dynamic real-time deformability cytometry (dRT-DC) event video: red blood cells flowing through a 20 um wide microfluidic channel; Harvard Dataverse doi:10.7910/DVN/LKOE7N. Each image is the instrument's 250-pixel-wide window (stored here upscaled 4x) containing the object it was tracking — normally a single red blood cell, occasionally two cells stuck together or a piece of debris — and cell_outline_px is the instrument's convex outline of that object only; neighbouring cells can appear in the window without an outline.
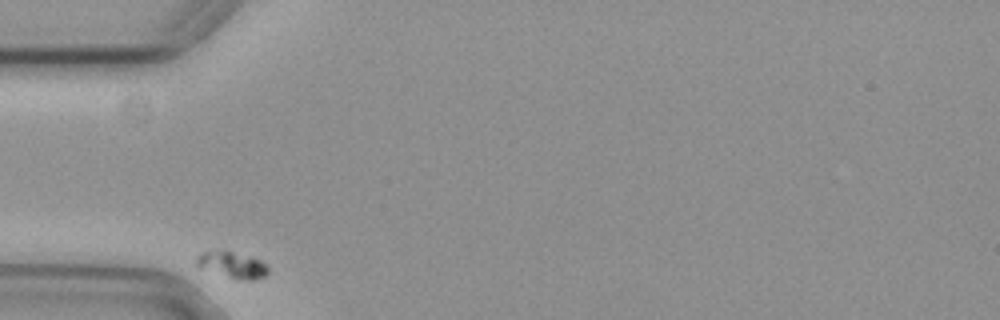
{"species": "common noctule bat (a hibernating species)", "species_latin": "Nyctalus noctula", "temperature_condition": "cold", "stored_images_in_passage": 34, "camera_frame_rate_fps": 3000, "um_per_image_px": 0.085, "animal": {"sex": "female", "body_mass_g": 29.2, "forearm_length_mm": 56.3}, "frame": {"image": 1, "passage_image": 1, "time_ms": 0.0, "image_size_px": [1000, 320], "cell_outline_px": [[268, 272], [264, 276], [256, 280], [236, 280], [200, 268], [196, 264], [196, 260], [200, 252], [232, 252], [252, 256], [268, 264]], "centroid_in_image_um": [19.79, 22.55], "position_along_channel_um": 65.2, "area_um2": 10.98}}
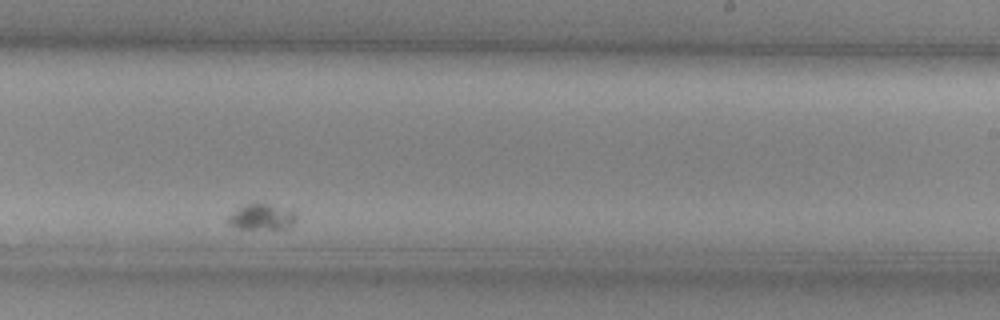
{"frame": {"image": 2, "passage_image": 23, "time_ms": 7.333, "image_size_px": [1000, 320], "cell_outline_px": [[296, 220], [292, 224], [284, 228], [236, 228], [228, 220], [228, 216], [236, 208], [256, 200], [296, 208]], "centroid_in_image_um": [22.32, 18.34], "position_along_channel_um": 266.7, "area_um2": 10.81}}
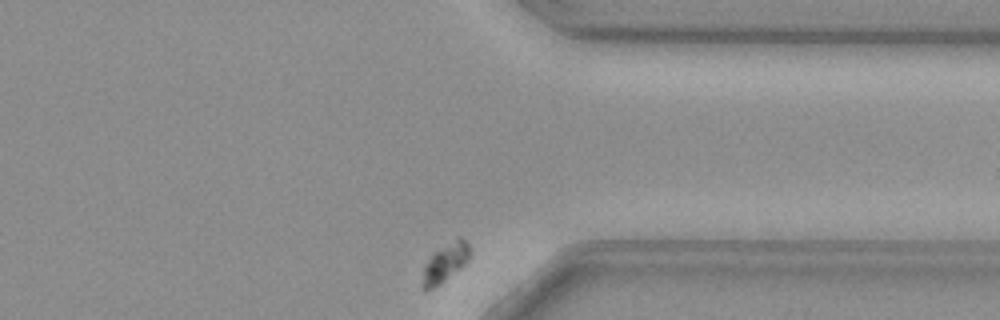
{"frame": {"image": 3, "passage_image": 34, "time_ms": 11.0, "image_size_px": [1000, 320], "cell_outline_px": [[468, 260], [464, 264], [440, 284], [432, 288], [420, 288], [420, 284], [424, 264], [436, 252], [460, 236], [468, 244]], "centroid_in_image_um": [37.78, 22.38], "position_along_channel_um": 373.6, "area_um2": 10.12}}